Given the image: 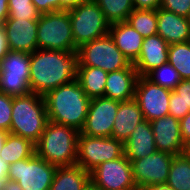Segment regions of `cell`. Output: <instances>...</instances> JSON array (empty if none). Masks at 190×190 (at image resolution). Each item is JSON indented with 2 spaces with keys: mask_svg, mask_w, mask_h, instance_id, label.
Masks as SVG:
<instances>
[{
  "mask_svg": "<svg viewBox=\"0 0 190 190\" xmlns=\"http://www.w3.org/2000/svg\"><path fill=\"white\" fill-rule=\"evenodd\" d=\"M78 54L61 50L37 49L30 54L29 85L32 93L45 96L77 78Z\"/></svg>",
  "mask_w": 190,
  "mask_h": 190,
  "instance_id": "1",
  "label": "cell"
},
{
  "mask_svg": "<svg viewBox=\"0 0 190 190\" xmlns=\"http://www.w3.org/2000/svg\"><path fill=\"white\" fill-rule=\"evenodd\" d=\"M44 99L48 121L82 130L91 99L76 79L49 91Z\"/></svg>",
  "mask_w": 190,
  "mask_h": 190,
  "instance_id": "2",
  "label": "cell"
},
{
  "mask_svg": "<svg viewBox=\"0 0 190 190\" xmlns=\"http://www.w3.org/2000/svg\"><path fill=\"white\" fill-rule=\"evenodd\" d=\"M78 135L79 131L74 128L48 121L35 143V154L57 167L74 165L77 162Z\"/></svg>",
  "mask_w": 190,
  "mask_h": 190,
  "instance_id": "3",
  "label": "cell"
},
{
  "mask_svg": "<svg viewBox=\"0 0 190 190\" xmlns=\"http://www.w3.org/2000/svg\"><path fill=\"white\" fill-rule=\"evenodd\" d=\"M10 133L36 143L48 122L44 96L36 93L12 96Z\"/></svg>",
  "mask_w": 190,
  "mask_h": 190,
  "instance_id": "4",
  "label": "cell"
},
{
  "mask_svg": "<svg viewBox=\"0 0 190 190\" xmlns=\"http://www.w3.org/2000/svg\"><path fill=\"white\" fill-rule=\"evenodd\" d=\"M75 47L109 34L110 23L95 0H84L68 10Z\"/></svg>",
  "mask_w": 190,
  "mask_h": 190,
  "instance_id": "5",
  "label": "cell"
},
{
  "mask_svg": "<svg viewBox=\"0 0 190 190\" xmlns=\"http://www.w3.org/2000/svg\"><path fill=\"white\" fill-rule=\"evenodd\" d=\"M38 49L77 52L68 11L40 14L37 26Z\"/></svg>",
  "mask_w": 190,
  "mask_h": 190,
  "instance_id": "6",
  "label": "cell"
},
{
  "mask_svg": "<svg viewBox=\"0 0 190 190\" xmlns=\"http://www.w3.org/2000/svg\"><path fill=\"white\" fill-rule=\"evenodd\" d=\"M76 53L79 66L101 68L107 73L127 68L131 64L110 34L83 44Z\"/></svg>",
  "mask_w": 190,
  "mask_h": 190,
  "instance_id": "7",
  "label": "cell"
},
{
  "mask_svg": "<svg viewBox=\"0 0 190 190\" xmlns=\"http://www.w3.org/2000/svg\"><path fill=\"white\" fill-rule=\"evenodd\" d=\"M124 155V143L112 137L78 135L77 162L90 172L105 161H112Z\"/></svg>",
  "mask_w": 190,
  "mask_h": 190,
  "instance_id": "8",
  "label": "cell"
},
{
  "mask_svg": "<svg viewBox=\"0 0 190 190\" xmlns=\"http://www.w3.org/2000/svg\"><path fill=\"white\" fill-rule=\"evenodd\" d=\"M57 166L34 154L9 165L7 179L17 181L23 190H49Z\"/></svg>",
  "mask_w": 190,
  "mask_h": 190,
  "instance_id": "9",
  "label": "cell"
},
{
  "mask_svg": "<svg viewBox=\"0 0 190 190\" xmlns=\"http://www.w3.org/2000/svg\"><path fill=\"white\" fill-rule=\"evenodd\" d=\"M30 53L9 51L0 62V91L10 96L31 93Z\"/></svg>",
  "mask_w": 190,
  "mask_h": 190,
  "instance_id": "10",
  "label": "cell"
},
{
  "mask_svg": "<svg viewBox=\"0 0 190 190\" xmlns=\"http://www.w3.org/2000/svg\"><path fill=\"white\" fill-rule=\"evenodd\" d=\"M90 186L95 190H124L136 188L131 162L125 155L105 161L90 171Z\"/></svg>",
  "mask_w": 190,
  "mask_h": 190,
  "instance_id": "11",
  "label": "cell"
},
{
  "mask_svg": "<svg viewBox=\"0 0 190 190\" xmlns=\"http://www.w3.org/2000/svg\"><path fill=\"white\" fill-rule=\"evenodd\" d=\"M170 96V89L151 82L145 76H139L134 99L137 101L145 120L151 122L169 115Z\"/></svg>",
  "mask_w": 190,
  "mask_h": 190,
  "instance_id": "12",
  "label": "cell"
},
{
  "mask_svg": "<svg viewBox=\"0 0 190 190\" xmlns=\"http://www.w3.org/2000/svg\"><path fill=\"white\" fill-rule=\"evenodd\" d=\"M173 157L157 150L152 155L133 160L131 168L136 187L143 190L153 184H165Z\"/></svg>",
  "mask_w": 190,
  "mask_h": 190,
  "instance_id": "13",
  "label": "cell"
},
{
  "mask_svg": "<svg viewBox=\"0 0 190 190\" xmlns=\"http://www.w3.org/2000/svg\"><path fill=\"white\" fill-rule=\"evenodd\" d=\"M119 104L120 101L105 96L91 99L80 133L94 137H111Z\"/></svg>",
  "mask_w": 190,
  "mask_h": 190,
  "instance_id": "14",
  "label": "cell"
},
{
  "mask_svg": "<svg viewBox=\"0 0 190 190\" xmlns=\"http://www.w3.org/2000/svg\"><path fill=\"white\" fill-rule=\"evenodd\" d=\"M156 150L173 156L185 152L180 129V120L171 115L151 121Z\"/></svg>",
  "mask_w": 190,
  "mask_h": 190,
  "instance_id": "15",
  "label": "cell"
},
{
  "mask_svg": "<svg viewBox=\"0 0 190 190\" xmlns=\"http://www.w3.org/2000/svg\"><path fill=\"white\" fill-rule=\"evenodd\" d=\"M38 20L6 19L3 24L10 51L32 53L38 49Z\"/></svg>",
  "mask_w": 190,
  "mask_h": 190,
  "instance_id": "16",
  "label": "cell"
},
{
  "mask_svg": "<svg viewBox=\"0 0 190 190\" xmlns=\"http://www.w3.org/2000/svg\"><path fill=\"white\" fill-rule=\"evenodd\" d=\"M169 44L158 34L143 39L138 59L133 63L139 76L168 62Z\"/></svg>",
  "mask_w": 190,
  "mask_h": 190,
  "instance_id": "17",
  "label": "cell"
},
{
  "mask_svg": "<svg viewBox=\"0 0 190 190\" xmlns=\"http://www.w3.org/2000/svg\"><path fill=\"white\" fill-rule=\"evenodd\" d=\"M139 75L131 63L127 68L108 73L104 96L120 102L134 99Z\"/></svg>",
  "mask_w": 190,
  "mask_h": 190,
  "instance_id": "18",
  "label": "cell"
},
{
  "mask_svg": "<svg viewBox=\"0 0 190 190\" xmlns=\"http://www.w3.org/2000/svg\"><path fill=\"white\" fill-rule=\"evenodd\" d=\"M157 34L169 45L190 41V24L187 17L165 9H157Z\"/></svg>",
  "mask_w": 190,
  "mask_h": 190,
  "instance_id": "19",
  "label": "cell"
},
{
  "mask_svg": "<svg viewBox=\"0 0 190 190\" xmlns=\"http://www.w3.org/2000/svg\"><path fill=\"white\" fill-rule=\"evenodd\" d=\"M151 122L144 120L139 123L124 143V155L132 162L156 152Z\"/></svg>",
  "mask_w": 190,
  "mask_h": 190,
  "instance_id": "20",
  "label": "cell"
},
{
  "mask_svg": "<svg viewBox=\"0 0 190 190\" xmlns=\"http://www.w3.org/2000/svg\"><path fill=\"white\" fill-rule=\"evenodd\" d=\"M144 120L143 113L135 99L120 102L111 137L125 143L136 126Z\"/></svg>",
  "mask_w": 190,
  "mask_h": 190,
  "instance_id": "21",
  "label": "cell"
},
{
  "mask_svg": "<svg viewBox=\"0 0 190 190\" xmlns=\"http://www.w3.org/2000/svg\"><path fill=\"white\" fill-rule=\"evenodd\" d=\"M109 34L123 55L134 63L139 57L144 37L127 21L110 24Z\"/></svg>",
  "mask_w": 190,
  "mask_h": 190,
  "instance_id": "22",
  "label": "cell"
},
{
  "mask_svg": "<svg viewBox=\"0 0 190 190\" xmlns=\"http://www.w3.org/2000/svg\"><path fill=\"white\" fill-rule=\"evenodd\" d=\"M90 172L78 164L57 167L49 190H87Z\"/></svg>",
  "mask_w": 190,
  "mask_h": 190,
  "instance_id": "23",
  "label": "cell"
},
{
  "mask_svg": "<svg viewBox=\"0 0 190 190\" xmlns=\"http://www.w3.org/2000/svg\"><path fill=\"white\" fill-rule=\"evenodd\" d=\"M108 73L101 68L78 66L76 80L82 86L85 94L90 98L104 96Z\"/></svg>",
  "mask_w": 190,
  "mask_h": 190,
  "instance_id": "24",
  "label": "cell"
},
{
  "mask_svg": "<svg viewBox=\"0 0 190 190\" xmlns=\"http://www.w3.org/2000/svg\"><path fill=\"white\" fill-rule=\"evenodd\" d=\"M35 154V143L27 138L9 133L0 152V158L8 165L27 159Z\"/></svg>",
  "mask_w": 190,
  "mask_h": 190,
  "instance_id": "25",
  "label": "cell"
},
{
  "mask_svg": "<svg viewBox=\"0 0 190 190\" xmlns=\"http://www.w3.org/2000/svg\"><path fill=\"white\" fill-rule=\"evenodd\" d=\"M173 190H190V155H175L166 181Z\"/></svg>",
  "mask_w": 190,
  "mask_h": 190,
  "instance_id": "26",
  "label": "cell"
},
{
  "mask_svg": "<svg viewBox=\"0 0 190 190\" xmlns=\"http://www.w3.org/2000/svg\"><path fill=\"white\" fill-rule=\"evenodd\" d=\"M190 111V79L181 80L169 99V115L181 120Z\"/></svg>",
  "mask_w": 190,
  "mask_h": 190,
  "instance_id": "27",
  "label": "cell"
},
{
  "mask_svg": "<svg viewBox=\"0 0 190 190\" xmlns=\"http://www.w3.org/2000/svg\"><path fill=\"white\" fill-rule=\"evenodd\" d=\"M126 21L144 38L157 34V10L134 9Z\"/></svg>",
  "mask_w": 190,
  "mask_h": 190,
  "instance_id": "28",
  "label": "cell"
},
{
  "mask_svg": "<svg viewBox=\"0 0 190 190\" xmlns=\"http://www.w3.org/2000/svg\"><path fill=\"white\" fill-rule=\"evenodd\" d=\"M168 62L178 71L182 80L190 79V41L170 44Z\"/></svg>",
  "mask_w": 190,
  "mask_h": 190,
  "instance_id": "29",
  "label": "cell"
},
{
  "mask_svg": "<svg viewBox=\"0 0 190 190\" xmlns=\"http://www.w3.org/2000/svg\"><path fill=\"white\" fill-rule=\"evenodd\" d=\"M106 20L112 24L126 21L135 9L133 0H95Z\"/></svg>",
  "mask_w": 190,
  "mask_h": 190,
  "instance_id": "30",
  "label": "cell"
},
{
  "mask_svg": "<svg viewBox=\"0 0 190 190\" xmlns=\"http://www.w3.org/2000/svg\"><path fill=\"white\" fill-rule=\"evenodd\" d=\"M145 77L151 82L170 90H174L182 80L178 71L169 62L154 68Z\"/></svg>",
  "mask_w": 190,
  "mask_h": 190,
  "instance_id": "31",
  "label": "cell"
},
{
  "mask_svg": "<svg viewBox=\"0 0 190 190\" xmlns=\"http://www.w3.org/2000/svg\"><path fill=\"white\" fill-rule=\"evenodd\" d=\"M8 9L7 19L38 20L40 17L32 0H9Z\"/></svg>",
  "mask_w": 190,
  "mask_h": 190,
  "instance_id": "32",
  "label": "cell"
},
{
  "mask_svg": "<svg viewBox=\"0 0 190 190\" xmlns=\"http://www.w3.org/2000/svg\"><path fill=\"white\" fill-rule=\"evenodd\" d=\"M12 96L0 91V130L10 132L12 123Z\"/></svg>",
  "mask_w": 190,
  "mask_h": 190,
  "instance_id": "33",
  "label": "cell"
},
{
  "mask_svg": "<svg viewBox=\"0 0 190 190\" xmlns=\"http://www.w3.org/2000/svg\"><path fill=\"white\" fill-rule=\"evenodd\" d=\"M160 9L188 17L190 13V0H161Z\"/></svg>",
  "mask_w": 190,
  "mask_h": 190,
  "instance_id": "34",
  "label": "cell"
},
{
  "mask_svg": "<svg viewBox=\"0 0 190 190\" xmlns=\"http://www.w3.org/2000/svg\"><path fill=\"white\" fill-rule=\"evenodd\" d=\"M32 3L40 14L60 11L59 0H32Z\"/></svg>",
  "mask_w": 190,
  "mask_h": 190,
  "instance_id": "35",
  "label": "cell"
},
{
  "mask_svg": "<svg viewBox=\"0 0 190 190\" xmlns=\"http://www.w3.org/2000/svg\"><path fill=\"white\" fill-rule=\"evenodd\" d=\"M180 129L185 146L190 142V111L180 120Z\"/></svg>",
  "mask_w": 190,
  "mask_h": 190,
  "instance_id": "36",
  "label": "cell"
},
{
  "mask_svg": "<svg viewBox=\"0 0 190 190\" xmlns=\"http://www.w3.org/2000/svg\"><path fill=\"white\" fill-rule=\"evenodd\" d=\"M135 9L157 10L160 8L161 0H133Z\"/></svg>",
  "mask_w": 190,
  "mask_h": 190,
  "instance_id": "37",
  "label": "cell"
},
{
  "mask_svg": "<svg viewBox=\"0 0 190 190\" xmlns=\"http://www.w3.org/2000/svg\"><path fill=\"white\" fill-rule=\"evenodd\" d=\"M10 51L7 35L3 25H0V62Z\"/></svg>",
  "mask_w": 190,
  "mask_h": 190,
  "instance_id": "38",
  "label": "cell"
},
{
  "mask_svg": "<svg viewBox=\"0 0 190 190\" xmlns=\"http://www.w3.org/2000/svg\"><path fill=\"white\" fill-rule=\"evenodd\" d=\"M60 1V11H68L76 8L78 4L82 3L84 0H59Z\"/></svg>",
  "mask_w": 190,
  "mask_h": 190,
  "instance_id": "39",
  "label": "cell"
},
{
  "mask_svg": "<svg viewBox=\"0 0 190 190\" xmlns=\"http://www.w3.org/2000/svg\"><path fill=\"white\" fill-rule=\"evenodd\" d=\"M8 3L9 0H0V25H3L6 19L8 18Z\"/></svg>",
  "mask_w": 190,
  "mask_h": 190,
  "instance_id": "40",
  "label": "cell"
},
{
  "mask_svg": "<svg viewBox=\"0 0 190 190\" xmlns=\"http://www.w3.org/2000/svg\"><path fill=\"white\" fill-rule=\"evenodd\" d=\"M2 190H23L17 181L6 179Z\"/></svg>",
  "mask_w": 190,
  "mask_h": 190,
  "instance_id": "41",
  "label": "cell"
},
{
  "mask_svg": "<svg viewBox=\"0 0 190 190\" xmlns=\"http://www.w3.org/2000/svg\"><path fill=\"white\" fill-rule=\"evenodd\" d=\"M9 165L0 158V180H6L8 176Z\"/></svg>",
  "mask_w": 190,
  "mask_h": 190,
  "instance_id": "42",
  "label": "cell"
},
{
  "mask_svg": "<svg viewBox=\"0 0 190 190\" xmlns=\"http://www.w3.org/2000/svg\"><path fill=\"white\" fill-rule=\"evenodd\" d=\"M143 190H173L168 184H153L145 187Z\"/></svg>",
  "mask_w": 190,
  "mask_h": 190,
  "instance_id": "43",
  "label": "cell"
},
{
  "mask_svg": "<svg viewBox=\"0 0 190 190\" xmlns=\"http://www.w3.org/2000/svg\"><path fill=\"white\" fill-rule=\"evenodd\" d=\"M10 132L6 131V130H0V152L3 149V146L6 142V139L8 137Z\"/></svg>",
  "mask_w": 190,
  "mask_h": 190,
  "instance_id": "44",
  "label": "cell"
},
{
  "mask_svg": "<svg viewBox=\"0 0 190 190\" xmlns=\"http://www.w3.org/2000/svg\"><path fill=\"white\" fill-rule=\"evenodd\" d=\"M185 152L190 155V142L186 145Z\"/></svg>",
  "mask_w": 190,
  "mask_h": 190,
  "instance_id": "45",
  "label": "cell"
},
{
  "mask_svg": "<svg viewBox=\"0 0 190 190\" xmlns=\"http://www.w3.org/2000/svg\"><path fill=\"white\" fill-rule=\"evenodd\" d=\"M4 182H5V180H0V190L3 189Z\"/></svg>",
  "mask_w": 190,
  "mask_h": 190,
  "instance_id": "46",
  "label": "cell"
},
{
  "mask_svg": "<svg viewBox=\"0 0 190 190\" xmlns=\"http://www.w3.org/2000/svg\"><path fill=\"white\" fill-rule=\"evenodd\" d=\"M124 190H141V189H139L138 187H136V188H130V189H124Z\"/></svg>",
  "mask_w": 190,
  "mask_h": 190,
  "instance_id": "47",
  "label": "cell"
},
{
  "mask_svg": "<svg viewBox=\"0 0 190 190\" xmlns=\"http://www.w3.org/2000/svg\"><path fill=\"white\" fill-rule=\"evenodd\" d=\"M187 19H188V23L190 24V13H189Z\"/></svg>",
  "mask_w": 190,
  "mask_h": 190,
  "instance_id": "48",
  "label": "cell"
},
{
  "mask_svg": "<svg viewBox=\"0 0 190 190\" xmlns=\"http://www.w3.org/2000/svg\"><path fill=\"white\" fill-rule=\"evenodd\" d=\"M87 190H95L92 186H90Z\"/></svg>",
  "mask_w": 190,
  "mask_h": 190,
  "instance_id": "49",
  "label": "cell"
}]
</instances>
